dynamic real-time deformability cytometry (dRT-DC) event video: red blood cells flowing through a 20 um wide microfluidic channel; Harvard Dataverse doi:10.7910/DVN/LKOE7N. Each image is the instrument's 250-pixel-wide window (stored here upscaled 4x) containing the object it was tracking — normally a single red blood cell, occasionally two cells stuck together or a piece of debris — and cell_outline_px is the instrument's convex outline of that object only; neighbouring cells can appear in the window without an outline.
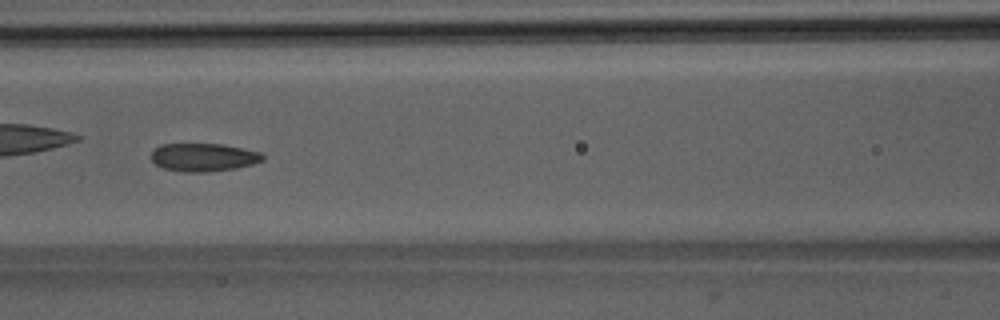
{"species": "Egyptian fruit bat (a non-hibernating species)", "species_latin": "Rousettus aegyptiacus", "temperature_condition": "room temperature", "stored_images_in_passage": 10, "camera_frame_rate_fps": 3000, "um_per_image_px": 0.085, "animal": {"sex": "male"}, "frame": {"image": 1, "passage_image": 7, "time_ms": 7.0, "image_size_px": [1000, 320], "cell_outline_px": [[264, 160], [252, 164], [236, 168], [208, 172], [184, 172], [164, 168], [156, 164], [152, 160], [152, 152], [160, 144], [220, 144], [260, 152], [264, 156]], "centroid_in_image_um": [17.3, 13.37], "position_along_channel_um": 149.3, "area_um2": 18.09}}